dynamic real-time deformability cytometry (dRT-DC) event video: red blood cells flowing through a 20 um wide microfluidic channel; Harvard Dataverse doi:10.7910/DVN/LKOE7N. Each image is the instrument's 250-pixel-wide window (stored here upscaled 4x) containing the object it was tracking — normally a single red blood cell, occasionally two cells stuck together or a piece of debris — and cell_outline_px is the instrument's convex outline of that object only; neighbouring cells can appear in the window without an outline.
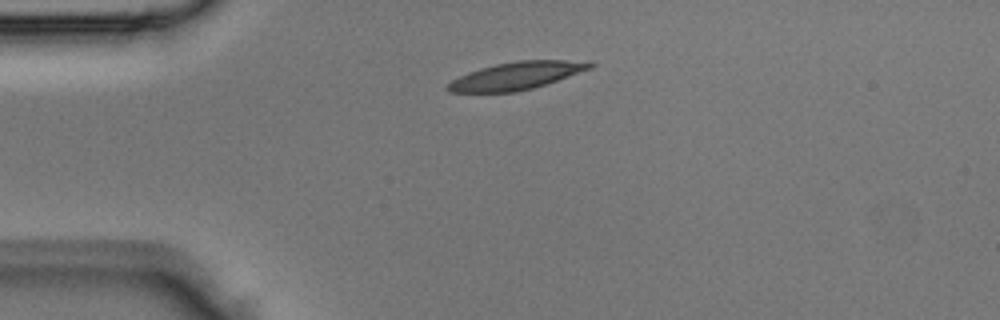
{"species": "Egyptian fruit bat (a non-hibernating species)", "species_latin": "Rousettus aegyptiacus", "temperature_condition": "room temperature", "stored_images_in_passage": 34, "camera_frame_rate_fps": 3000, "um_per_image_px": 0.085, "animal": {"sex": "male"}, "frame": {"image": 1, "passage_image": 1, "time_ms": 0.0, "image_size_px": [1000, 320], "cell_outline_px": [[596, 64], [592, 68], [532, 88], [516, 92], [448, 92], [444, 88], [452, 80], [468, 72], [480, 68], [496, 64], [516, 60], [592, 60]], "centroid_in_image_um": [43.92, 6.42], "position_along_channel_um": 41.1, "area_um2": 22.89}}
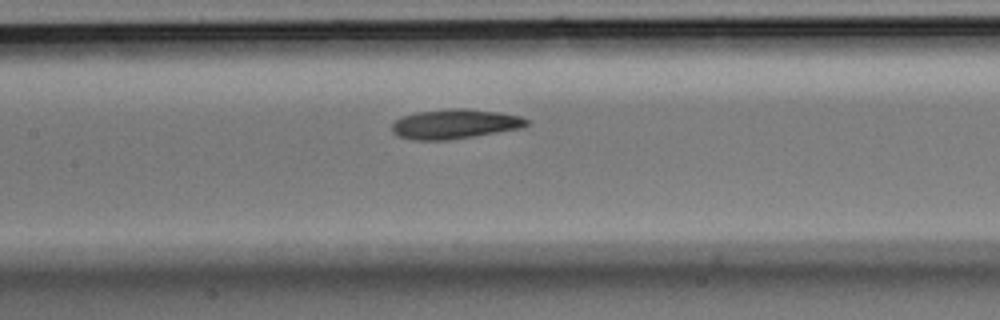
{"frame": {"image": 2, "passage_image": 11, "time_ms": 3.333, "image_size_px": [1000, 320], "cell_outline_px": [[528, 124], [524, 128], [448, 140], [412, 140], [396, 136], [392, 132], [392, 124], [396, 120], [404, 116], [416, 112], [448, 108], [468, 108], [500, 112], [520, 116], [528, 120]], "centroid_in_image_um": [38.66, 10.54], "position_along_channel_um": 168.7, "area_um2": 23.47}}
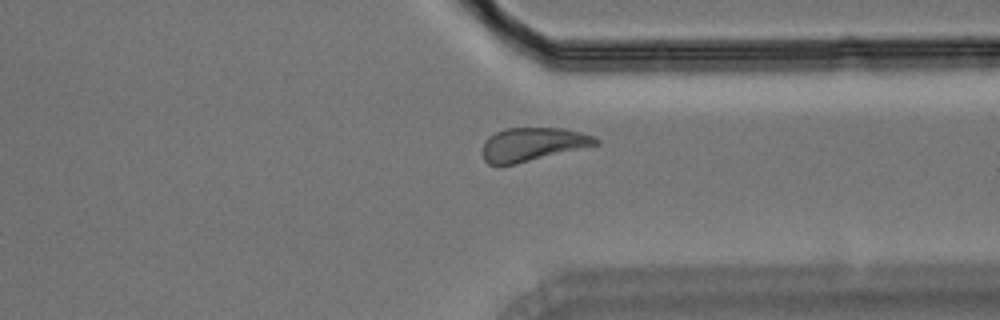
{"frame": {"image": 3, "passage_image": 24, "time_ms": 7.667, "image_size_px": [1000, 320], "cell_outline_px": [[600, 144], [516, 164], [496, 168], [488, 164], [484, 160], [484, 140], [488, 136], [504, 128], [564, 128], [596, 136], [600, 140]], "centroid_in_image_um": [45.26, 12.28], "position_along_channel_um": 366.1, "area_um2": 22.48}}